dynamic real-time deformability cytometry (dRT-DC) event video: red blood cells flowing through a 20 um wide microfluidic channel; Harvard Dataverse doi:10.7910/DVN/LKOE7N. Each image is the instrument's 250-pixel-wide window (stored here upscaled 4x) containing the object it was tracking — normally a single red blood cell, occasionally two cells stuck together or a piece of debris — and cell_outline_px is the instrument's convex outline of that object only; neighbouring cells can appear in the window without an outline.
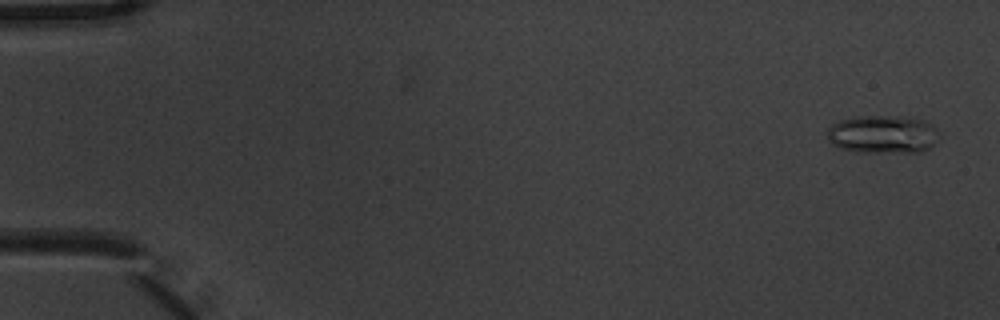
{"species": "common noctule bat (a hibernating species)", "species_latin": "Nyctalus noctula", "temperature_condition": "warm", "stored_images_in_passage": 6, "camera_frame_rate_fps": 3000, "um_per_image_px": 0.085, "animal": {"sex": "male", "body_mass_g": 20.1, "forearm_length_mm": 53.5}, "frame": {"image": 1, "passage_image": 1, "time_ms": 0.0, "image_size_px": [1000, 320], "cell_outline_px": [[940, 136], [928, 148], [920, 152], [860, 152], [840, 148], [832, 144], [828, 140], [828, 128], [832, 124], [840, 120], [860, 116], [896, 116], [924, 120], [932, 124], [940, 132]], "centroid_in_image_um": [75.05, 11.42], "position_along_channel_um": 10.0, "area_um2": 24.85}}
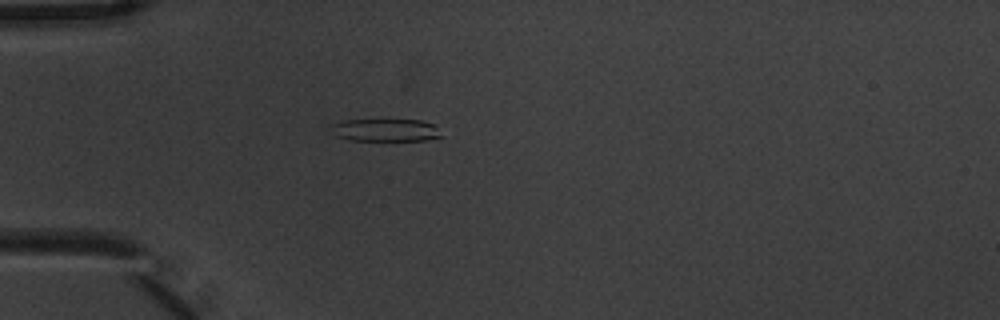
{"frame": {"image": 2, "passage_image": 5, "time_ms": 1.333, "image_size_px": [1000, 320], "cell_outline_px": [[444, 136], [424, 140], [348, 140], [336, 136], [328, 132], [328, 124], [344, 120], [420, 120], [432, 124]], "centroid_in_image_um": [32.64, 11.06], "position_along_channel_um": 52.4, "area_um2": 14.68}}